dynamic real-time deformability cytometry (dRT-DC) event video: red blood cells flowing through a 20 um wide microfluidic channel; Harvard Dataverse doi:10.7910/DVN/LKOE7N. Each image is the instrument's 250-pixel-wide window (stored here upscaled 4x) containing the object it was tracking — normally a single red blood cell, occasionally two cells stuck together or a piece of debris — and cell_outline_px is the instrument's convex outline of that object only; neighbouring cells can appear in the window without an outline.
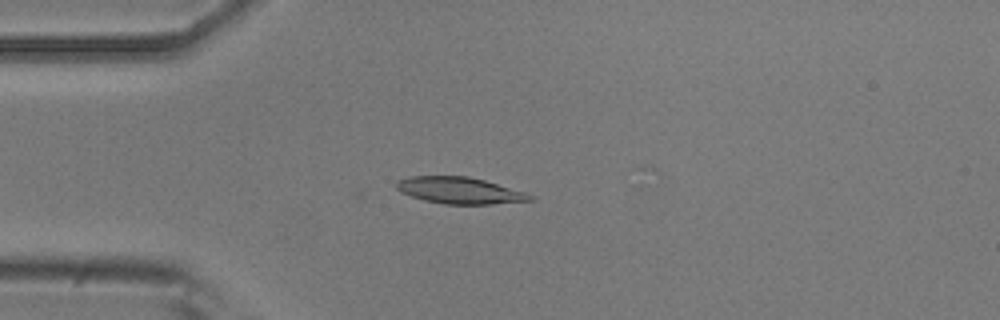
{"species": "common noctule bat (a hibernating species)", "species_latin": "Nyctalus noctula", "temperature_condition": "room temperature", "stored_images_in_passage": 40, "camera_frame_rate_fps": 3000, "um_per_image_px": 0.085, "animal": {"sex": "male", "body_mass_g": 20.5, "forearm_length_mm": 52.5}, "frame": {"image": 1, "passage_image": 1, "time_ms": 0.0, "image_size_px": [1000, 320], "cell_outline_px": [[536, 200], [492, 204], [444, 204], [424, 200], [400, 192], [396, 188], [396, 180], [412, 176], [468, 176], [484, 180], [524, 192], [532, 196]], "centroid_in_image_um": [39.04, 16.19], "position_along_channel_um": 46.0, "area_um2": 20.58}}
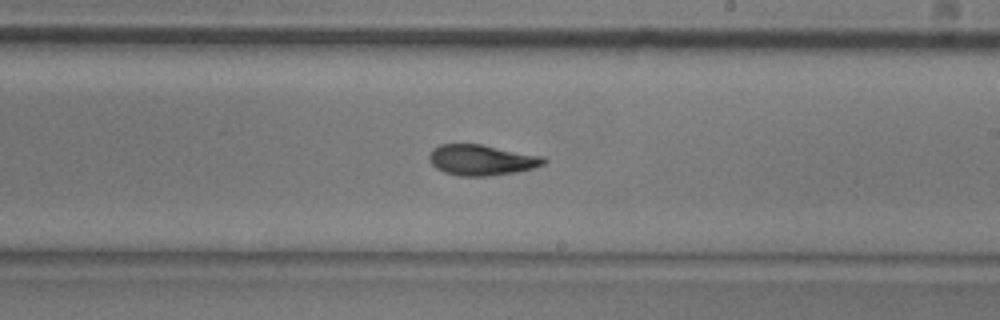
{"frame": {"image": 2, "passage_image": 18, "time_ms": 5.667, "image_size_px": [1000, 320], "cell_outline_px": [[548, 160], [544, 164], [532, 168], [516, 172], [488, 176], [460, 176], [444, 172], [436, 168], [432, 164], [428, 156], [440, 144], [480, 144], [544, 156]], "centroid_in_image_um": [40.97, 13.6], "position_along_channel_um": 248.0, "area_um2": 20.35}}
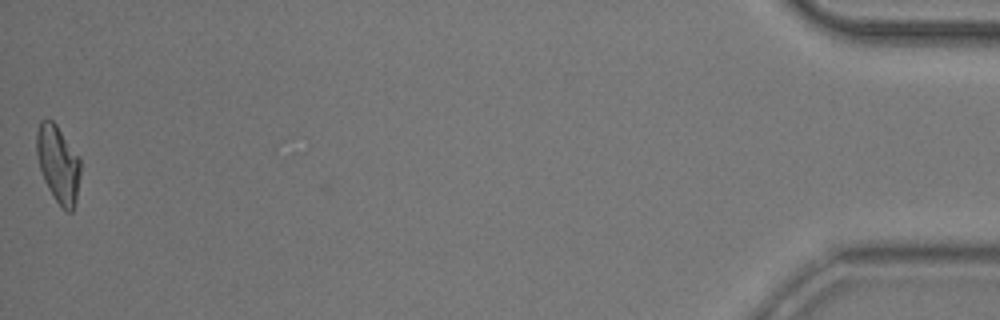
{"frame": {"image": 3, "passage_image": 40, "time_ms": 13.0, "image_size_px": [1000, 320], "cell_outline_px": [[80, 172], [76, 200], [72, 212], [68, 212], [56, 200], [48, 188], [44, 180], [36, 156], [36, 132], [40, 120], [52, 120], [56, 124], [80, 156]], "centroid_in_image_um": [4.94, 13.9], "position_along_channel_um": 430.3, "area_um2": 19.71}, "authors_computed_cell_mechanics": {"area_um2": 20.1433, "velocity_mm_per_s": 3.8208, "shape_relaxation_time_tau1_ms": 5.5527, "shape_relaxation_time_tau2_ms": 2.675, "deformation_change_tau1": 0.1919, "deformation_change_tau2": 0.089}}